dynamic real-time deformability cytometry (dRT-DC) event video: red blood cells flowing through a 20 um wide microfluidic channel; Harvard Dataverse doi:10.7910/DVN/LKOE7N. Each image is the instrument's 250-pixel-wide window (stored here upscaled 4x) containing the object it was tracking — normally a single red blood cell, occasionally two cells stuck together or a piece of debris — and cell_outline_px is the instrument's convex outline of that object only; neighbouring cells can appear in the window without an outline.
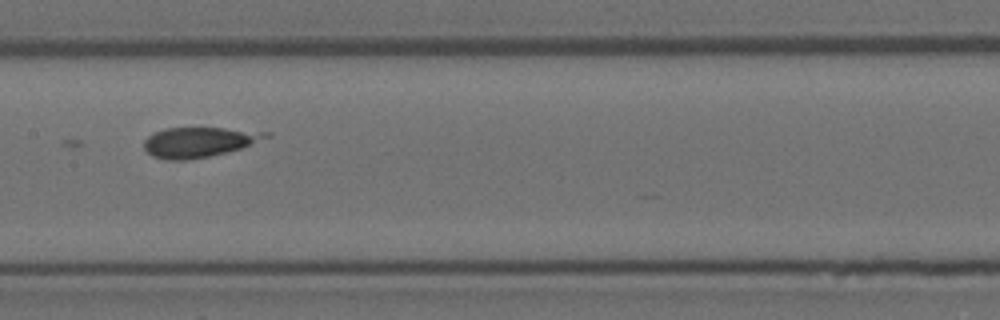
{"species": "Egyptian fruit bat (a non-hibernating species)", "species_latin": "Rousettus aegyptiacus", "temperature_condition": "room temperature", "stored_images_in_passage": 11, "camera_frame_rate_fps": 3000, "um_per_image_px": 0.085, "animal": {"sex": "female"}, "frame": {"image": 1, "passage_image": 8, "time_ms": 2.333, "image_size_px": [1000, 320], "cell_outline_px": [[272, 136], [240, 148], [208, 156], [188, 160], [172, 160], [152, 156], [144, 148], [144, 140], [152, 132], [164, 128], [224, 128], [272, 132]], "centroid_in_image_um": [16.9, 12.06], "position_along_channel_um": 190.5, "area_um2": 21.21}}
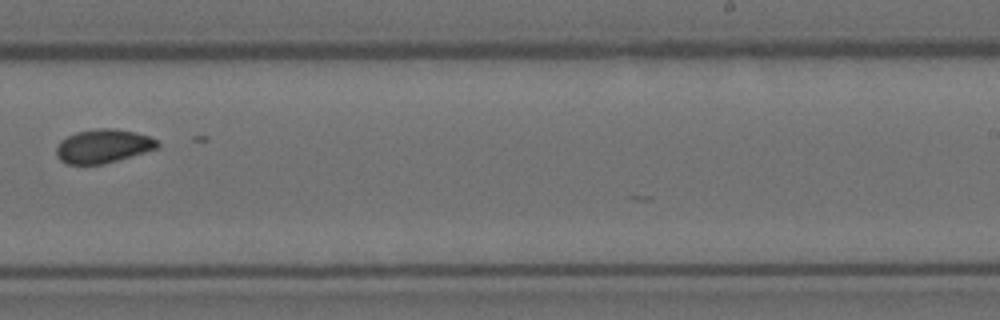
{"frame": {"image": 2, "passage_image": 10, "time_ms": 3.0, "image_size_px": [1000, 320], "cell_outline_px": [[160, 144], [156, 148], [144, 152], [104, 164], [68, 164], [60, 160], [56, 156], [56, 148], [60, 140], [76, 132], [96, 128], [112, 128], [136, 132], [148, 136], [156, 140]], "centroid_in_image_um": [8.73, 12.41], "position_along_channel_um": 280.3, "area_um2": 19.77}}